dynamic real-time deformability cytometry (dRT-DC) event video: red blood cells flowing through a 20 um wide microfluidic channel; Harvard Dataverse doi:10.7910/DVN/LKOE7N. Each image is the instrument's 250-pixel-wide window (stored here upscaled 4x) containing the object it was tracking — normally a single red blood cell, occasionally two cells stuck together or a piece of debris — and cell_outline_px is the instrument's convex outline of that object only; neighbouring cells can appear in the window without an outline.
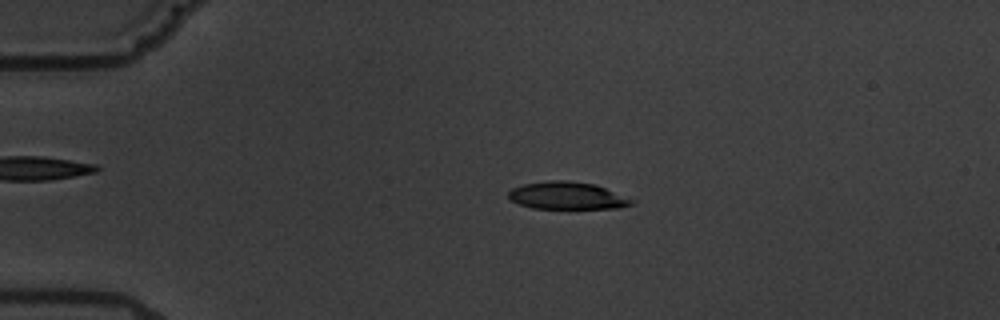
{"species": "common noctule bat (a hibernating species)", "species_latin": "Nyctalus noctula", "temperature_condition": "warm", "stored_images_in_passage": 6, "camera_frame_rate_fps": 3000, "um_per_image_px": 0.085, "animal": {"sex": "male", "body_mass_g": 19.5, "forearm_length_mm": 54.6}, "frame": {"image": 1, "passage_image": 4, "time_ms": 4.333, "image_size_px": [1000, 320], "cell_outline_px": [[636, 200], [632, 204], [620, 208], [532, 208], [520, 204], [512, 200], [508, 196], [508, 192], [512, 188], [524, 184], [548, 180], [568, 180], [596, 184]], "centroid_in_image_um": [48.24, 16.62], "position_along_channel_um": 36.8, "area_um2": 19.71}}